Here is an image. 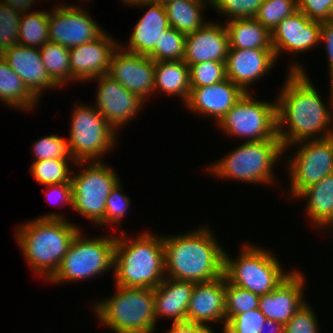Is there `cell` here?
Wrapping results in <instances>:
<instances>
[{
  "mask_svg": "<svg viewBox=\"0 0 333 333\" xmlns=\"http://www.w3.org/2000/svg\"><path fill=\"white\" fill-rule=\"evenodd\" d=\"M330 20L333 21V11H332V14H331Z\"/></svg>",
  "mask_w": 333,
  "mask_h": 333,
  "instance_id": "53",
  "label": "cell"
},
{
  "mask_svg": "<svg viewBox=\"0 0 333 333\" xmlns=\"http://www.w3.org/2000/svg\"><path fill=\"white\" fill-rule=\"evenodd\" d=\"M194 282L164 278L154 288L155 318H167L176 322H186V312L191 299Z\"/></svg>",
  "mask_w": 333,
  "mask_h": 333,
  "instance_id": "25",
  "label": "cell"
},
{
  "mask_svg": "<svg viewBox=\"0 0 333 333\" xmlns=\"http://www.w3.org/2000/svg\"><path fill=\"white\" fill-rule=\"evenodd\" d=\"M217 127L227 136L246 142L274 139L278 136L276 98L269 103L257 100L251 92L244 93Z\"/></svg>",
  "mask_w": 333,
  "mask_h": 333,
  "instance_id": "11",
  "label": "cell"
},
{
  "mask_svg": "<svg viewBox=\"0 0 333 333\" xmlns=\"http://www.w3.org/2000/svg\"><path fill=\"white\" fill-rule=\"evenodd\" d=\"M266 317L257 308L241 314H236L222 328L223 333H259Z\"/></svg>",
  "mask_w": 333,
  "mask_h": 333,
  "instance_id": "42",
  "label": "cell"
},
{
  "mask_svg": "<svg viewBox=\"0 0 333 333\" xmlns=\"http://www.w3.org/2000/svg\"><path fill=\"white\" fill-rule=\"evenodd\" d=\"M123 235V236H122ZM116 236L113 278L116 286L156 288L165 278L163 236L150 231Z\"/></svg>",
  "mask_w": 333,
  "mask_h": 333,
  "instance_id": "4",
  "label": "cell"
},
{
  "mask_svg": "<svg viewBox=\"0 0 333 333\" xmlns=\"http://www.w3.org/2000/svg\"><path fill=\"white\" fill-rule=\"evenodd\" d=\"M118 47L119 41L104 31L98 38L70 48L72 83L92 81L97 76L106 75L111 56Z\"/></svg>",
  "mask_w": 333,
  "mask_h": 333,
  "instance_id": "17",
  "label": "cell"
},
{
  "mask_svg": "<svg viewBox=\"0 0 333 333\" xmlns=\"http://www.w3.org/2000/svg\"><path fill=\"white\" fill-rule=\"evenodd\" d=\"M121 185V182H119L107 197L104 215L105 226H108L109 224L110 226L113 224L121 226L122 219L127 214V209L131 206V199L121 190Z\"/></svg>",
  "mask_w": 333,
  "mask_h": 333,
  "instance_id": "41",
  "label": "cell"
},
{
  "mask_svg": "<svg viewBox=\"0 0 333 333\" xmlns=\"http://www.w3.org/2000/svg\"><path fill=\"white\" fill-rule=\"evenodd\" d=\"M21 13L0 2V55L18 44Z\"/></svg>",
  "mask_w": 333,
  "mask_h": 333,
  "instance_id": "38",
  "label": "cell"
},
{
  "mask_svg": "<svg viewBox=\"0 0 333 333\" xmlns=\"http://www.w3.org/2000/svg\"><path fill=\"white\" fill-rule=\"evenodd\" d=\"M123 1V4H125L127 6H132L134 4H137V3H141V2H148V1H153V0H122Z\"/></svg>",
  "mask_w": 333,
  "mask_h": 333,
  "instance_id": "51",
  "label": "cell"
},
{
  "mask_svg": "<svg viewBox=\"0 0 333 333\" xmlns=\"http://www.w3.org/2000/svg\"><path fill=\"white\" fill-rule=\"evenodd\" d=\"M92 80L98 83L95 108L119 133L118 129L137 116L146 102L137 94L129 92L108 74L97 76Z\"/></svg>",
  "mask_w": 333,
  "mask_h": 333,
  "instance_id": "14",
  "label": "cell"
},
{
  "mask_svg": "<svg viewBox=\"0 0 333 333\" xmlns=\"http://www.w3.org/2000/svg\"><path fill=\"white\" fill-rule=\"evenodd\" d=\"M306 302L284 325L283 333H319L318 318Z\"/></svg>",
  "mask_w": 333,
  "mask_h": 333,
  "instance_id": "43",
  "label": "cell"
},
{
  "mask_svg": "<svg viewBox=\"0 0 333 333\" xmlns=\"http://www.w3.org/2000/svg\"><path fill=\"white\" fill-rule=\"evenodd\" d=\"M229 48L273 49L271 32L255 18L232 19L224 23Z\"/></svg>",
  "mask_w": 333,
  "mask_h": 333,
  "instance_id": "27",
  "label": "cell"
},
{
  "mask_svg": "<svg viewBox=\"0 0 333 333\" xmlns=\"http://www.w3.org/2000/svg\"><path fill=\"white\" fill-rule=\"evenodd\" d=\"M153 1L156 2V3H159L162 6H165L168 3L173 2L174 0H153Z\"/></svg>",
  "mask_w": 333,
  "mask_h": 333,
  "instance_id": "52",
  "label": "cell"
},
{
  "mask_svg": "<svg viewBox=\"0 0 333 333\" xmlns=\"http://www.w3.org/2000/svg\"><path fill=\"white\" fill-rule=\"evenodd\" d=\"M297 199L306 200L307 217L317 229L330 230L333 227V174L304 189ZM328 227V228H327Z\"/></svg>",
  "mask_w": 333,
  "mask_h": 333,
  "instance_id": "26",
  "label": "cell"
},
{
  "mask_svg": "<svg viewBox=\"0 0 333 333\" xmlns=\"http://www.w3.org/2000/svg\"><path fill=\"white\" fill-rule=\"evenodd\" d=\"M297 11V0H264L254 17L270 32L286 17Z\"/></svg>",
  "mask_w": 333,
  "mask_h": 333,
  "instance_id": "36",
  "label": "cell"
},
{
  "mask_svg": "<svg viewBox=\"0 0 333 333\" xmlns=\"http://www.w3.org/2000/svg\"><path fill=\"white\" fill-rule=\"evenodd\" d=\"M297 10L311 20L328 21L333 11V0H297Z\"/></svg>",
  "mask_w": 333,
  "mask_h": 333,
  "instance_id": "44",
  "label": "cell"
},
{
  "mask_svg": "<svg viewBox=\"0 0 333 333\" xmlns=\"http://www.w3.org/2000/svg\"><path fill=\"white\" fill-rule=\"evenodd\" d=\"M296 269L272 292L260 296L258 309L266 317L285 325L307 302L304 297L306 278Z\"/></svg>",
  "mask_w": 333,
  "mask_h": 333,
  "instance_id": "19",
  "label": "cell"
},
{
  "mask_svg": "<svg viewBox=\"0 0 333 333\" xmlns=\"http://www.w3.org/2000/svg\"><path fill=\"white\" fill-rule=\"evenodd\" d=\"M186 34L169 27L162 32L154 51L149 56L155 62L183 60L185 56Z\"/></svg>",
  "mask_w": 333,
  "mask_h": 333,
  "instance_id": "34",
  "label": "cell"
},
{
  "mask_svg": "<svg viewBox=\"0 0 333 333\" xmlns=\"http://www.w3.org/2000/svg\"><path fill=\"white\" fill-rule=\"evenodd\" d=\"M191 88H200L226 79L225 62L205 61L189 66Z\"/></svg>",
  "mask_w": 333,
  "mask_h": 333,
  "instance_id": "37",
  "label": "cell"
},
{
  "mask_svg": "<svg viewBox=\"0 0 333 333\" xmlns=\"http://www.w3.org/2000/svg\"><path fill=\"white\" fill-rule=\"evenodd\" d=\"M244 93L238 85L226 78L216 84L191 88L184 105L191 112L214 117V121L218 124Z\"/></svg>",
  "mask_w": 333,
  "mask_h": 333,
  "instance_id": "20",
  "label": "cell"
},
{
  "mask_svg": "<svg viewBox=\"0 0 333 333\" xmlns=\"http://www.w3.org/2000/svg\"><path fill=\"white\" fill-rule=\"evenodd\" d=\"M189 66L183 60L155 62V92L181 98L185 104L190 94Z\"/></svg>",
  "mask_w": 333,
  "mask_h": 333,
  "instance_id": "28",
  "label": "cell"
},
{
  "mask_svg": "<svg viewBox=\"0 0 333 333\" xmlns=\"http://www.w3.org/2000/svg\"><path fill=\"white\" fill-rule=\"evenodd\" d=\"M82 232L80 230L73 239L58 270L48 280L50 283L79 282L114 270L116 235L88 239Z\"/></svg>",
  "mask_w": 333,
  "mask_h": 333,
  "instance_id": "8",
  "label": "cell"
},
{
  "mask_svg": "<svg viewBox=\"0 0 333 333\" xmlns=\"http://www.w3.org/2000/svg\"><path fill=\"white\" fill-rule=\"evenodd\" d=\"M264 0H211V8L228 20L254 18Z\"/></svg>",
  "mask_w": 333,
  "mask_h": 333,
  "instance_id": "40",
  "label": "cell"
},
{
  "mask_svg": "<svg viewBox=\"0 0 333 333\" xmlns=\"http://www.w3.org/2000/svg\"><path fill=\"white\" fill-rule=\"evenodd\" d=\"M33 155L35 160H46V159H74L70 153L69 144L66 138L59 135H47L35 141L33 144Z\"/></svg>",
  "mask_w": 333,
  "mask_h": 333,
  "instance_id": "39",
  "label": "cell"
},
{
  "mask_svg": "<svg viewBox=\"0 0 333 333\" xmlns=\"http://www.w3.org/2000/svg\"><path fill=\"white\" fill-rule=\"evenodd\" d=\"M107 74L145 102L154 94L155 61L149 56L129 53L119 46L111 56Z\"/></svg>",
  "mask_w": 333,
  "mask_h": 333,
  "instance_id": "15",
  "label": "cell"
},
{
  "mask_svg": "<svg viewBox=\"0 0 333 333\" xmlns=\"http://www.w3.org/2000/svg\"><path fill=\"white\" fill-rule=\"evenodd\" d=\"M71 114L67 141L75 162H103L104 155L117 144L118 132L94 104L76 103Z\"/></svg>",
  "mask_w": 333,
  "mask_h": 333,
  "instance_id": "9",
  "label": "cell"
},
{
  "mask_svg": "<svg viewBox=\"0 0 333 333\" xmlns=\"http://www.w3.org/2000/svg\"><path fill=\"white\" fill-rule=\"evenodd\" d=\"M240 250L236 259L224 250L223 275L230 284L258 296L272 292L293 272H286L269 249L245 242Z\"/></svg>",
  "mask_w": 333,
  "mask_h": 333,
  "instance_id": "7",
  "label": "cell"
},
{
  "mask_svg": "<svg viewBox=\"0 0 333 333\" xmlns=\"http://www.w3.org/2000/svg\"><path fill=\"white\" fill-rule=\"evenodd\" d=\"M15 239L31 271L47 281L81 230L59 213H48L16 227ZM44 275V276H43Z\"/></svg>",
  "mask_w": 333,
  "mask_h": 333,
  "instance_id": "3",
  "label": "cell"
},
{
  "mask_svg": "<svg viewBox=\"0 0 333 333\" xmlns=\"http://www.w3.org/2000/svg\"><path fill=\"white\" fill-rule=\"evenodd\" d=\"M321 26L322 22L309 19L299 10L284 18L271 32L276 59L284 52H290L296 59L298 53H305L319 45Z\"/></svg>",
  "mask_w": 333,
  "mask_h": 333,
  "instance_id": "16",
  "label": "cell"
},
{
  "mask_svg": "<svg viewBox=\"0 0 333 333\" xmlns=\"http://www.w3.org/2000/svg\"><path fill=\"white\" fill-rule=\"evenodd\" d=\"M220 24L210 21L195 32L186 34L183 61L188 66L205 61L226 62L228 33L224 23Z\"/></svg>",
  "mask_w": 333,
  "mask_h": 333,
  "instance_id": "22",
  "label": "cell"
},
{
  "mask_svg": "<svg viewBox=\"0 0 333 333\" xmlns=\"http://www.w3.org/2000/svg\"><path fill=\"white\" fill-rule=\"evenodd\" d=\"M291 146L298 150L288 156L285 166L289 170V197L295 199L304 189L333 174V136L294 143L285 147L284 153Z\"/></svg>",
  "mask_w": 333,
  "mask_h": 333,
  "instance_id": "12",
  "label": "cell"
},
{
  "mask_svg": "<svg viewBox=\"0 0 333 333\" xmlns=\"http://www.w3.org/2000/svg\"><path fill=\"white\" fill-rule=\"evenodd\" d=\"M104 163L76 162L83 171L71 174L73 211L99 227L104 225L107 197L121 180L113 168Z\"/></svg>",
  "mask_w": 333,
  "mask_h": 333,
  "instance_id": "10",
  "label": "cell"
},
{
  "mask_svg": "<svg viewBox=\"0 0 333 333\" xmlns=\"http://www.w3.org/2000/svg\"><path fill=\"white\" fill-rule=\"evenodd\" d=\"M171 324L172 325L167 333H194V323L186 321Z\"/></svg>",
  "mask_w": 333,
  "mask_h": 333,
  "instance_id": "49",
  "label": "cell"
},
{
  "mask_svg": "<svg viewBox=\"0 0 333 333\" xmlns=\"http://www.w3.org/2000/svg\"><path fill=\"white\" fill-rule=\"evenodd\" d=\"M133 6H139V8L145 6L148 10L135 24L127 46L121 43L119 46L129 53L150 56L162 32L170 27L165 6L154 1L141 2Z\"/></svg>",
  "mask_w": 333,
  "mask_h": 333,
  "instance_id": "24",
  "label": "cell"
},
{
  "mask_svg": "<svg viewBox=\"0 0 333 333\" xmlns=\"http://www.w3.org/2000/svg\"><path fill=\"white\" fill-rule=\"evenodd\" d=\"M225 289L224 275L214 281L195 283L186 312V321L200 325L222 322L225 327Z\"/></svg>",
  "mask_w": 333,
  "mask_h": 333,
  "instance_id": "23",
  "label": "cell"
},
{
  "mask_svg": "<svg viewBox=\"0 0 333 333\" xmlns=\"http://www.w3.org/2000/svg\"><path fill=\"white\" fill-rule=\"evenodd\" d=\"M69 162L76 164L74 159L65 158L33 161L30 173L43 186L71 182L73 170H70Z\"/></svg>",
  "mask_w": 333,
  "mask_h": 333,
  "instance_id": "33",
  "label": "cell"
},
{
  "mask_svg": "<svg viewBox=\"0 0 333 333\" xmlns=\"http://www.w3.org/2000/svg\"><path fill=\"white\" fill-rule=\"evenodd\" d=\"M208 225L196 230L163 235L165 277L205 283L223 276L224 248Z\"/></svg>",
  "mask_w": 333,
  "mask_h": 333,
  "instance_id": "2",
  "label": "cell"
},
{
  "mask_svg": "<svg viewBox=\"0 0 333 333\" xmlns=\"http://www.w3.org/2000/svg\"><path fill=\"white\" fill-rule=\"evenodd\" d=\"M299 64L296 61L288 67L286 81L276 99L277 134L283 148L333 136V82L329 83V108L305 68Z\"/></svg>",
  "mask_w": 333,
  "mask_h": 333,
  "instance_id": "1",
  "label": "cell"
},
{
  "mask_svg": "<svg viewBox=\"0 0 333 333\" xmlns=\"http://www.w3.org/2000/svg\"><path fill=\"white\" fill-rule=\"evenodd\" d=\"M37 0H0L5 4H8L12 9L19 13L31 12V7L34 6V2Z\"/></svg>",
  "mask_w": 333,
  "mask_h": 333,
  "instance_id": "47",
  "label": "cell"
},
{
  "mask_svg": "<svg viewBox=\"0 0 333 333\" xmlns=\"http://www.w3.org/2000/svg\"><path fill=\"white\" fill-rule=\"evenodd\" d=\"M1 56L37 100L43 90L60 88L48 75L39 48L17 44Z\"/></svg>",
  "mask_w": 333,
  "mask_h": 333,
  "instance_id": "21",
  "label": "cell"
},
{
  "mask_svg": "<svg viewBox=\"0 0 333 333\" xmlns=\"http://www.w3.org/2000/svg\"><path fill=\"white\" fill-rule=\"evenodd\" d=\"M45 187H46L45 188V195H46L45 198H47L48 202L52 201L51 200L52 198L57 197V199L53 200V202H55L57 200V202L59 201L61 203V205L67 204V206L69 205L72 208L73 193H72L71 182H63L60 184H51V185H46Z\"/></svg>",
  "mask_w": 333,
  "mask_h": 333,
  "instance_id": "45",
  "label": "cell"
},
{
  "mask_svg": "<svg viewBox=\"0 0 333 333\" xmlns=\"http://www.w3.org/2000/svg\"><path fill=\"white\" fill-rule=\"evenodd\" d=\"M114 286V295L94 305L99 322L115 333H155L154 289Z\"/></svg>",
  "mask_w": 333,
  "mask_h": 333,
  "instance_id": "6",
  "label": "cell"
},
{
  "mask_svg": "<svg viewBox=\"0 0 333 333\" xmlns=\"http://www.w3.org/2000/svg\"><path fill=\"white\" fill-rule=\"evenodd\" d=\"M49 11L22 13L19 24L18 44L41 48L49 42Z\"/></svg>",
  "mask_w": 333,
  "mask_h": 333,
  "instance_id": "31",
  "label": "cell"
},
{
  "mask_svg": "<svg viewBox=\"0 0 333 333\" xmlns=\"http://www.w3.org/2000/svg\"><path fill=\"white\" fill-rule=\"evenodd\" d=\"M259 333H283L284 325L280 322L273 321L271 319H266L265 323L258 331Z\"/></svg>",
  "mask_w": 333,
  "mask_h": 333,
  "instance_id": "48",
  "label": "cell"
},
{
  "mask_svg": "<svg viewBox=\"0 0 333 333\" xmlns=\"http://www.w3.org/2000/svg\"><path fill=\"white\" fill-rule=\"evenodd\" d=\"M211 6V0H174L165 5L169 26L184 34L195 32L208 21L203 10Z\"/></svg>",
  "mask_w": 333,
  "mask_h": 333,
  "instance_id": "29",
  "label": "cell"
},
{
  "mask_svg": "<svg viewBox=\"0 0 333 333\" xmlns=\"http://www.w3.org/2000/svg\"><path fill=\"white\" fill-rule=\"evenodd\" d=\"M227 156L211 163L207 168L210 175L218 178L234 179L240 182L257 184H275L273 168L284 155V148L277 136L274 139L242 142ZM276 164V165H275Z\"/></svg>",
  "mask_w": 333,
  "mask_h": 333,
  "instance_id": "5",
  "label": "cell"
},
{
  "mask_svg": "<svg viewBox=\"0 0 333 333\" xmlns=\"http://www.w3.org/2000/svg\"><path fill=\"white\" fill-rule=\"evenodd\" d=\"M76 4H59L49 11V42L68 49L98 38L104 29L90 13Z\"/></svg>",
  "mask_w": 333,
  "mask_h": 333,
  "instance_id": "13",
  "label": "cell"
},
{
  "mask_svg": "<svg viewBox=\"0 0 333 333\" xmlns=\"http://www.w3.org/2000/svg\"><path fill=\"white\" fill-rule=\"evenodd\" d=\"M260 296L234 286L226 280L225 314L226 323L236 314H241L258 308Z\"/></svg>",
  "mask_w": 333,
  "mask_h": 333,
  "instance_id": "35",
  "label": "cell"
},
{
  "mask_svg": "<svg viewBox=\"0 0 333 333\" xmlns=\"http://www.w3.org/2000/svg\"><path fill=\"white\" fill-rule=\"evenodd\" d=\"M39 50L48 75L60 88L72 82L70 56L67 47L58 43L47 42Z\"/></svg>",
  "mask_w": 333,
  "mask_h": 333,
  "instance_id": "32",
  "label": "cell"
},
{
  "mask_svg": "<svg viewBox=\"0 0 333 333\" xmlns=\"http://www.w3.org/2000/svg\"><path fill=\"white\" fill-rule=\"evenodd\" d=\"M277 62L273 49L229 48L225 62L226 78L245 93L249 87L268 74Z\"/></svg>",
  "mask_w": 333,
  "mask_h": 333,
  "instance_id": "18",
  "label": "cell"
},
{
  "mask_svg": "<svg viewBox=\"0 0 333 333\" xmlns=\"http://www.w3.org/2000/svg\"><path fill=\"white\" fill-rule=\"evenodd\" d=\"M194 333H215L212 326L209 324H196L194 323Z\"/></svg>",
  "mask_w": 333,
  "mask_h": 333,
  "instance_id": "50",
  "label": "cell"
},
{
  "mask_svg": "<svg viewBox=\"0 0 333 333\" xmlns=\"http://www.w3.org/2000/svg\"><path fill=\"white\" fill-rule=\"evenodd\" d=\"M320 43L325 45L328 67L329 79L333 82V21H323L320 30Z\"/></svg>",
  "mask_w": 333,
  "mask_h": 333,
  "instance_id": "46",
  "label": "cell"
},
{
  "mask_svg": "<svg viewBox=\"0 0 333 333\" xmlns=\"http://www.w3.org/2000/svg\"><path fill=\"white\" fill-rule=\"evenodd\" d=\"M11 108L32 111L39 102L26 88L23 80L0 55V101Z\"/></svg>",
  "mask_w": 333,
  "mask_h": 333,
  "instance_id": "30",
  "label": "cell"
}]
</instances>
